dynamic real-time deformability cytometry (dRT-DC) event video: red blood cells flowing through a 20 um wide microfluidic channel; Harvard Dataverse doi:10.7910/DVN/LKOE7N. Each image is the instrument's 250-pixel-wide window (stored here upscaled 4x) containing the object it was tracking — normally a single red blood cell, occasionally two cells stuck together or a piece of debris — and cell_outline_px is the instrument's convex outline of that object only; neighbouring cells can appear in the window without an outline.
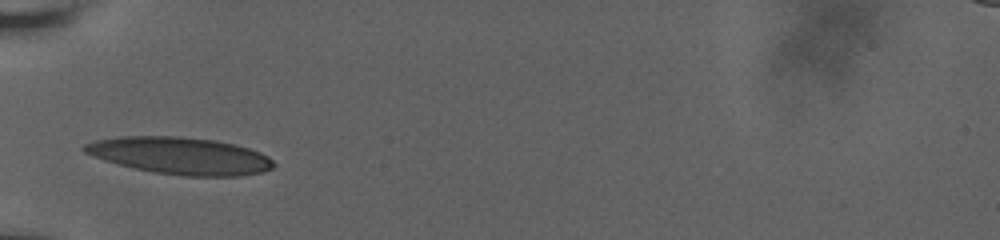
{"species": "human", "species_latin": "Homo sapiens", "temperature_condition": "room temperature", "stored_images_in_passage": 43, "camera_frame_rate_fps": 3000, "um_per_image_px": 0.085, "donor": {"sex": "male"}, "frame": {"image": 1, "passage_image": 1, "time_ms": 0.0, "image_size_px": [1000, 240], "cell_outline_px": [[276, 164], [272, 168], [260, 172], [240, 176], [184, 176], [156, 172], [116, 164], [104, 160], [84, 152], [80, 148], [84, 144], [96, 140], [120, 136], [176, 136], [216, 140], [248, 148], [260, 152], [268, 156]], "centroid_in_image_um": [15.3, 13.23], "position_along_channel_um": 69.7, "area_um2": 40.75}}
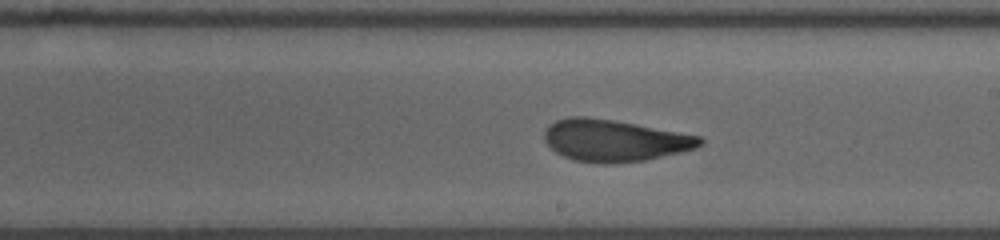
{"frame": {"image": 2, "passage_image": 19, "time_ms": 4.667, "image_size_px": [1000, 240], "cell_outline_px": [[704, 140], [696, 148], [680, 152], [644, 160], [608, 164], [600, 164], [572, 160], [556, 152], [544, 140], [544, 132], [548, 124], [556, 120], [568, 116], [584, 116], [612, 120], [636, 124], [700, 136]], "centroid_in_image_um": [52.17, 11.94], "position_along_channel_um": 236.8, "area_um2": 37.8}}
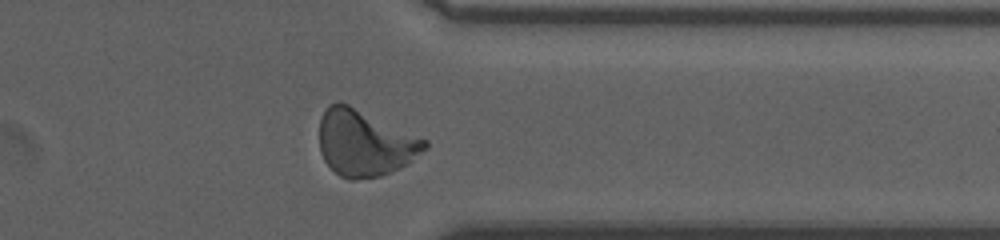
{"frame": {"image": 3, "passage_image": 38, "time_ms": 8.667, "image_size_px": [1000, 240], "cell_outline_px": [[428, 148], [408, 164], [400, 168], [380, 176], [356, 180], [348, 180], [340, 176], [324, 160], [320, 152], [320, 120], [328, 104], [340, 100], [428, 140]], "centroid_in_image_um": [31.02, 12.15], "position_along_channel_um": 380.4, "area_um2": 40.86}, "authors_computed_cell_mechanics": {"area_um2": 37.859, "velocity_mm_per_s": 3.6524, "shape_relaxation_time_tau1_ms": 8.3471, "shape_relaxation_time_tau2_ms": 1.2674, "deformation_change_tau1": 0.2782, "deformation_change_tau2": 0.0835}}